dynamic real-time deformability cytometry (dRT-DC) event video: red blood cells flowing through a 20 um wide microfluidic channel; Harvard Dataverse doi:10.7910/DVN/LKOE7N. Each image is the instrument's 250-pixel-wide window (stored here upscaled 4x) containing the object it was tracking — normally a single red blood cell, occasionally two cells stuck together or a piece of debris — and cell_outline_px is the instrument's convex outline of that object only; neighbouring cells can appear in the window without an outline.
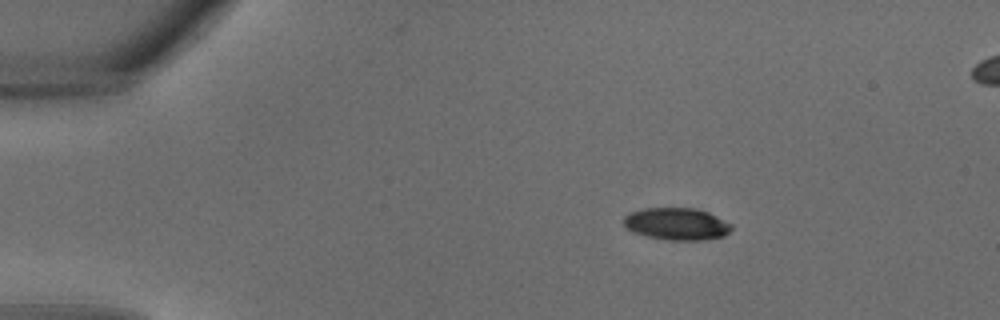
{"species": "common noctule bat (a hibernating species)", "species_latin": "Nyctalus noctula", "temperature_condition": "warm", "stored_images_in_passage": 34, "segment_of_instrument_passage": [1, 2], "camera_frame_rate_fps": 3000, "um_per_image_px": 0.085, "animal": {"sex": "male", "body_mass_g": 18.8}, "frame": {"image": 1, "passage_image": 5, "time_ms": 1.333, "image_size_px": [1000, 320], "cell_outline_px": [[732, 228], [724, 236], [704, 240], [668, 240], [648, 236], [632, 232], [624, 224], [624, 216], [628, 212], [644, 208], [696, 208], [708, 212], [732, 224]], "centroid_in_image_um": [57.51, 19.03], "position_along_channel_um": 27.5, "area_um2": 20.23}}
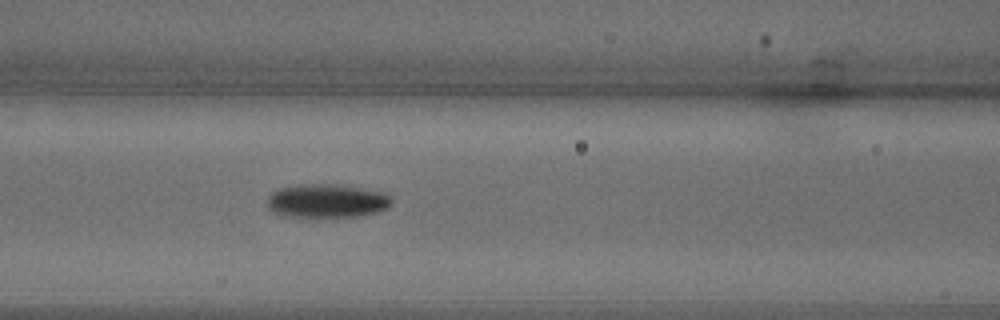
{"frame": {"image": 2, "passage_image": 14, "time_ms": 4.333, "image_size_px": [1000, 320], "cell_outline_px": [[392, 204], [388, 208], [376, 212], [356, 216], [292, 216], [276, 212], [268, 208], [268, 196], [272, 192], [280, 188], [304, 184], [320, 184], [360, 188], [384, 192], [392, 200]], "centroid_in_image_um": [27.8, 17.07], "position_along_channel_um": 138.8, "area_um2": 23.7}}
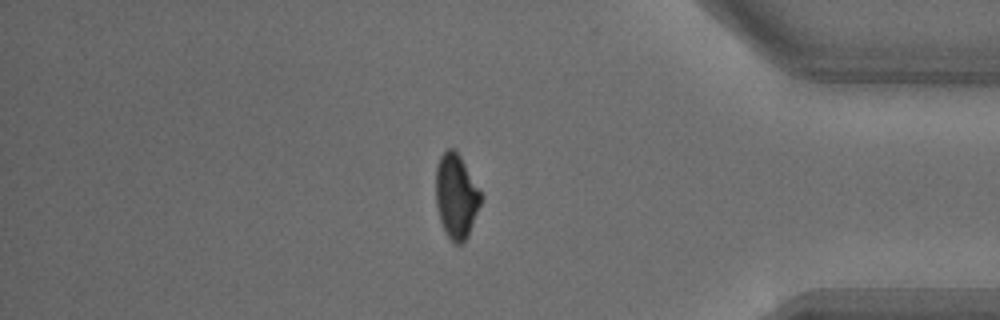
{"frame": {"image": 3, "passage_image": 28, "time_ms": 9.0, "image_size_px": [1000, 320], "cell_outline_px": [[480, 204], [468, 236], [460, 244], [456, 244], [448, 236], [440, 220], [436, 204], [436, 168], [440, 156], [448, 148], [452, 148], [460, 156], [480, 192]], "centroid_in_image_um": [38.75, 16.67], "position_along_channel_um": 396.5, "area_um2": 21.5}}